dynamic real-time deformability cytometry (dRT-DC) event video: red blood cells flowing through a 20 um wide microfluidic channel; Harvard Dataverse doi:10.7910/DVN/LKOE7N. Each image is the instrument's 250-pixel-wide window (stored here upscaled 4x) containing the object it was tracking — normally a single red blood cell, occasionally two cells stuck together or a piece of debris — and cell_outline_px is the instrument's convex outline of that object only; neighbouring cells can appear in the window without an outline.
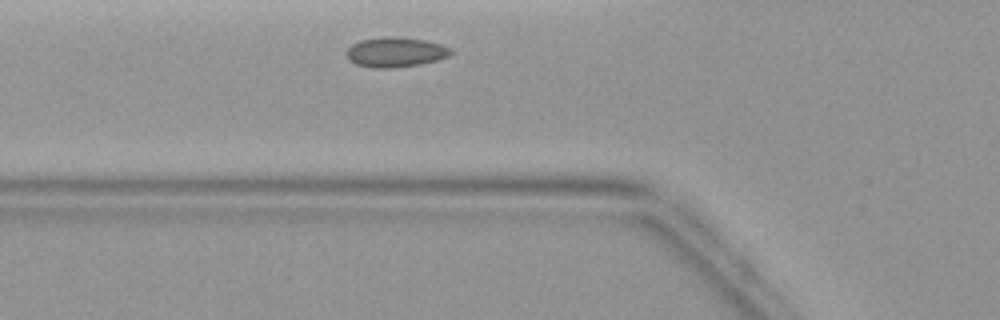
{"species": "common noctule bat (a hibernating species)", "species_latin": "Nyctalus noctula", "temperature_condition": "warm", "stored_images_in_passage": 3, "camera_frame_rate_fps": 3000, "um_per_image_px": 0.085, "animal": {"sex": "female", "body_mass_g": 19.9}, "frame": {"image": 1, "passage_image": 3, "time_ms": 2.667, "image_size_px": [1000, 320], "cell_outline_px": [[452, 52], [448, 56], [436, 60], [420, 64], [392, 68], [372, 68], [356, 64], [348, 60], [344, 52], [352, 44], [360, 40], [380, 36], [396, 36], [424, 40], [440, 44], [452, 48]], "centroid_in_image_um": [33.56, 4.42], "position_along_channel_um": 92.2, "area_um2": 18.38}}